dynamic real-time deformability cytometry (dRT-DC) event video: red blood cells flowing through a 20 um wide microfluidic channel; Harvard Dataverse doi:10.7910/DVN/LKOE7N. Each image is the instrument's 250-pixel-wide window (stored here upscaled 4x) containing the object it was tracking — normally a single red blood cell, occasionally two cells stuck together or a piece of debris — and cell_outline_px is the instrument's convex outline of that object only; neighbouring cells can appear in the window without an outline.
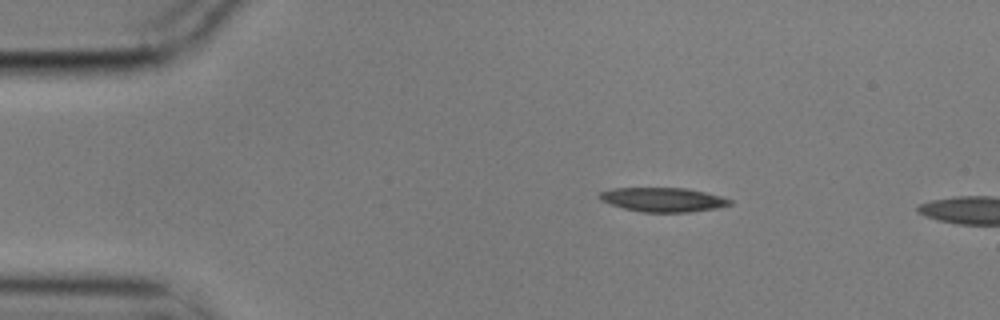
{"species": "common noctule bat (a hibernating species)", "species_latin": "Nyctalus noctula", "temperature_condition": "cold", "stored_images_in_passage": 2, "camera_frame_rate_fps": 3000, "um_per_image_px": 0.085, "animal": {"sex": "male", "body_mass_g": 17.9}, "frame": {"image": 1, "passage_image": 1, "time_ms": 0.0, "image_size_px": [1000, 320], "cell_outline_px": [[732, 204], [720, 208], [688, 212], [640, 212], [624, 208], [600, 200], [600, 192], [612, 188], [684, 188], [704, 192], [720, 196], [732, 200]], "centroid_in_image_um": [56.38, 16.97], "position_along_channel_um": 28.6, "area_um2": 18.26}}